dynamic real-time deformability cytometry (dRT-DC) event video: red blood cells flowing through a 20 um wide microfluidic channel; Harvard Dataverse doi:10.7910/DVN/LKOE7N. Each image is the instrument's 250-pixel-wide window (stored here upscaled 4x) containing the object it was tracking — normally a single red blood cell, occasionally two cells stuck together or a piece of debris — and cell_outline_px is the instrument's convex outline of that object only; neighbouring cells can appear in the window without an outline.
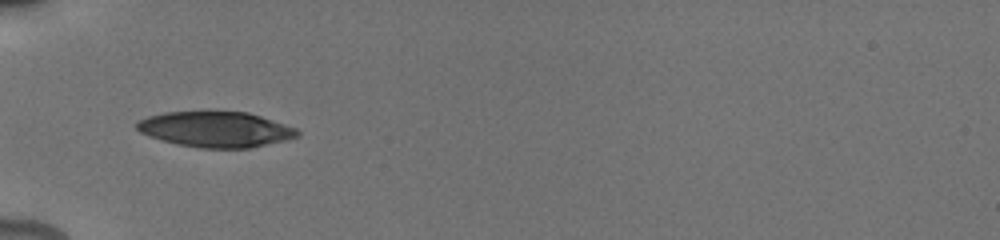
{"species": "human", "species_latin": "Homo sapiens", "temperature_condition": "cold", "stored_images_in_passage": 2, "camera_frame_rate_fps": 3000, "um_per_image_px": 0.085, "donor": {"sex": "male"}, "frame": {"image": 1, "passage_image": 1, "time_ms": 0.0, "image_size_px": [1000, 240], "cell_outline_px": [[300, 136], [288, 140], [248, 148], [200, 148], [176, 144], [160, 140], [148, 136], [140, 132], [136, 128], [136, 124], [140, 120], [148, 116], [164, 112], [208, 108], [248, 112], [296, 128], [300, 132]], "centroid_in_image_um": [18.31, 10.95], "position_along_channel_um": 66.7, "area_um2": 34.45}}